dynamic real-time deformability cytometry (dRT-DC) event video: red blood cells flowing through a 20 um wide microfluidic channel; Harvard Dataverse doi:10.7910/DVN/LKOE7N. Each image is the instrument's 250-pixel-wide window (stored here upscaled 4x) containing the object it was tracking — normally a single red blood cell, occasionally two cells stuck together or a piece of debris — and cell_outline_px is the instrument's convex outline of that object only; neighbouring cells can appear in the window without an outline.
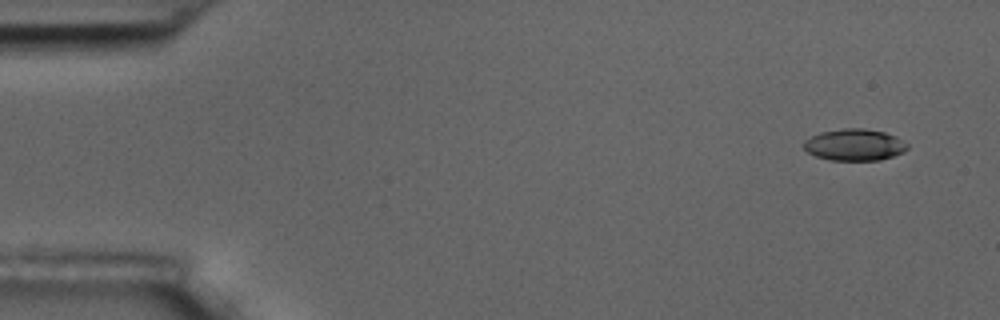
{"species": "common noctule bat (a hibernating species)", "species_latin": "Nyctalus noctula", "temperature_condition": "room temperature", "stored_images_in_passage": 5, "camera_frame_rate_fps": 3000, "um_per_image_px": 0.085, "animal": {"sex": "male", "body_mass_g": 17.5, "forearm_length_mm": 52.3}, "frame": {"image": 1, "passage_image": 1, "time_ms": 0.0, "image_size_px": [1000, 320], "cell_outline_px": [[908, 148], [904, 152], [880, 160], [832, 160], [816, 156], [808, 152], [804, 148], [804, 140], [820, 132], [844, 128], [864, 128], [884, 132], [896, 136], [908, 144]], "centroid_in_image_um": [72.65, 12.3], "position_along_channel_um": 12.4, "area_um2": 19.07}}
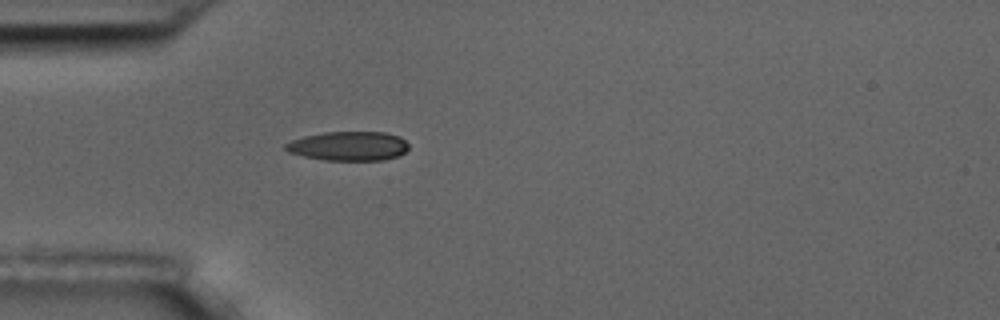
{"frame": {"image": 2, "passage_image": 5, "time_ms": 4.333, "image_size_px": [1000, 320], "cell_outline_px": [[408, 148], [404, 152], [396, 156], [384, 160], [324, 160], [304, 156], [288, 152], [284, 148], [284, 144], [292, 140], [304, 136], [324, 132], [384, 132], [400, 136], [408, 144]], "centroid_in_image_um": [29.61, 12.41], "position_along_channel_um": 55.4, "area_um2": 20.92}}